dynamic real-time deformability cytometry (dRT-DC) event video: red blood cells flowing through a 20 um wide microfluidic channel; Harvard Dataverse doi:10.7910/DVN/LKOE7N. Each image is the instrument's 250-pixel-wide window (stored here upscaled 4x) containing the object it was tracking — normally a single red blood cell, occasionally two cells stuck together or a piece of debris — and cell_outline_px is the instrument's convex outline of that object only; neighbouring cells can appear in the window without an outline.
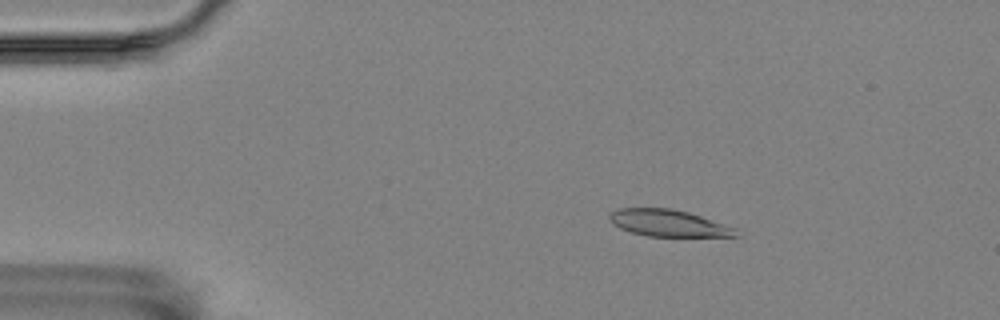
{"species": "Egyptian fruit bat (a non-hibernating species)", "species_latin": "Rousettus aegyptiacus", "temperature_condition": "room temperature", "stored_images_in_passage": 4, "camera_frame_rate_fps": 3000, "um_per_image_px": 0.085, "animal": {"sex": "female"}, "frame": {"image": 1, "passage_image": 2, "time_ms": 0.333, "image_size_px": [1000, 320], "cell_outline_px": [[740, 236], [648, 236], [632, 232], [620, 228], [612, 224], [608, 216], [612, 212], [620, 208], [672, 208], [688, 212], [736, 228]], "centroid_in_image_um": [56.8, 18.96], "position_along_channel_um": 28.2, "area_um2": 19.54}}